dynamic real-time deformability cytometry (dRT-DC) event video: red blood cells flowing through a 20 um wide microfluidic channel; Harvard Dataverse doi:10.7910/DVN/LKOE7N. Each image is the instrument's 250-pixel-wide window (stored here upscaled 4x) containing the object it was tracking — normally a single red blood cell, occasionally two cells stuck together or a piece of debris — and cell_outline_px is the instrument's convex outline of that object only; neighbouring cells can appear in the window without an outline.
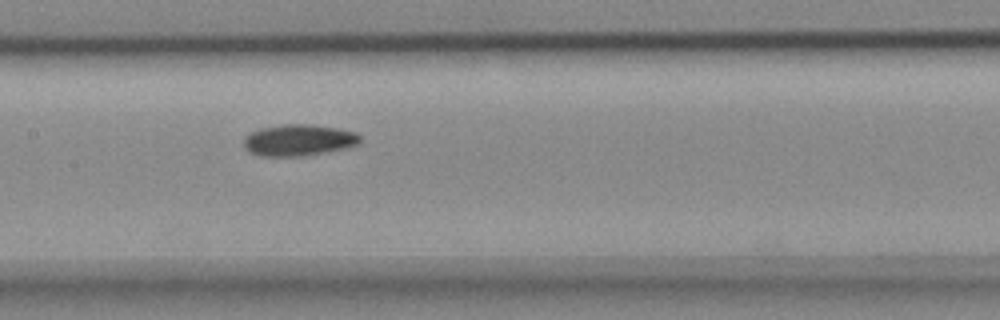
{"species": "common noctule bat (a hibernating species)", "species_latin": "Nyctalus noctula", "temperature_condition": "cold", "stored_images_in_passage": 6, "camera_frame_rate_fps": 3000, "um_per_image_px": 0.085, "animal": {"sex": "female", "body_mass_g": 18.4}, "frame": {"image": 1, "passage_image": 5, "time_ms": 1.333, "image_size_px": [1000, 320], "cell_outline_px": [[360, 144], [344, 148], [304, 156], [264, 156], [252, 152], [244, 144], [244, 136], [260, 128], [284, 124], [312, 124], [336, 128], [356, 132], [360, 136]], "centroid_in_image_um": [25.41, 11.9], "position_along_channel_um": 182.0, "area_um2": 21.1}}
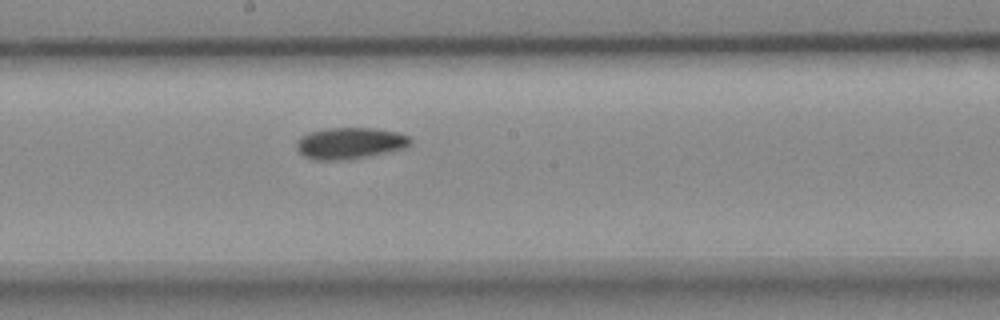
{"frame": {"image": 2, "passage_image": 6, "time_ms": 1.667, "image_size_px": [1000, 320], "cell_outline_px": [[412, 144], [404, 148], [388, 152], [348, 160], [316, 160], [304, 156], [296, 148], [296, 140], [300, 136], [308, 132], [324, 128], [376, 128], [400, 132], [412, 136]], "centroid_in_image_um": [29.77, 12.16], "position_along_channel_um": 218.4, "area_um2": 21.33}}